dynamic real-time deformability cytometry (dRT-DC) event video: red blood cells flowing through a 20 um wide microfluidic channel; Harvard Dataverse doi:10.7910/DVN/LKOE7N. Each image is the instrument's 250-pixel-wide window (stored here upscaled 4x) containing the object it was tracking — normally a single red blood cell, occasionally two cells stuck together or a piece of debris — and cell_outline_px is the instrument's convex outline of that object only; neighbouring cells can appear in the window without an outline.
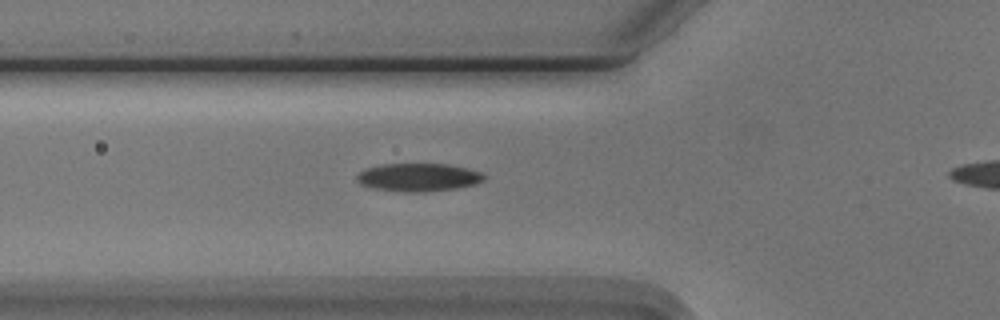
{"species": "Egyptian fruit bat (a non-hibernating species)", "species_latin": "Rousettus aegyptiacus", "temperature_condition": "cold", "stored_images_in_passage": 41, "camera_frame_rate_fps": 3000, "um_per_image_px": 0.085, "animal": {"sex": "male"}, "frame": {"image": 1, "passage_image": 13, "time_ms": 4.0, "image_size_px": [1000, 320], "cell_outline_px": [[488, 176], [484, 180], [476, 184], [456, 188], [424, 192], [404, 192], [376, 188], [360, 184], [356, 180], [356, 176], [364, 168], [380, 164], [448, 164], [468, 168], [484, 172]], "centroid_in_image_um": [35.61, 15.06], "position_along_channel_um": 90.2, "area_um2": 21.04}}
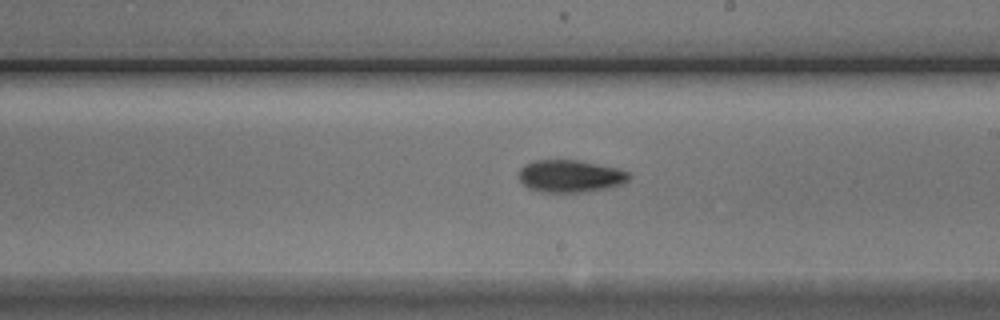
{"frame": {"image": 2, "passage_image": 25, "time_ms": 8.0, "image_size_px": [1000, 320], "cell_outline_px": [[632, 176], [624, 184], [608, 188], [584, 192], [540, 192], [528, 188], [516, 176], [520, 168], [524, 164], [536, 160], [576, 160], [616, 168], [628, 172]], "centroid_in_image_um": [48.45, 14.98], "position_along_channel_um": 240.6, "area_um2": 20.92}}
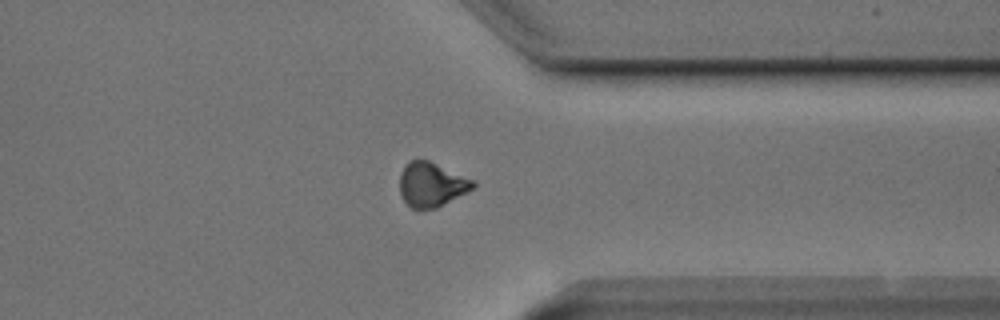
{"frame": {"image": 3, "passage_image": 36, "time_ms": 11.667, "image_size_px": [1000, 320], "cell_outline_px": [[476, 188], [436, 208], [412, 208], [404, 200], [400, 192], [400, 172], [408, 160], [428, 160], [476, 180]], "centroid_in_image_um": [36.72, 15.67], "position_along_channel_um": 374.7, "area_um2": 19.07}}